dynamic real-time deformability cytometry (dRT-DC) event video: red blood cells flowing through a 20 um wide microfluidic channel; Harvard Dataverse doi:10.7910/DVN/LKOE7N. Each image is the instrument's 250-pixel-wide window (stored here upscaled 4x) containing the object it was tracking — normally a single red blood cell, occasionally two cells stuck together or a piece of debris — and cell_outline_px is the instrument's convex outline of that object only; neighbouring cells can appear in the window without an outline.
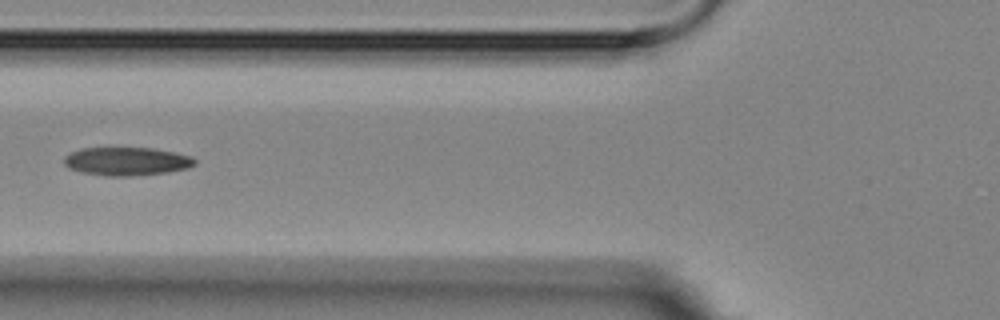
{"species": "Egyptian fruit bat (a non-hibernating species)", "species_latin": "Rousettus aegyptiacus", "temperature_condition": "room temperature", "stored_images_in_passage": 16, "camera_frame_rate_fps": 3000, "um_per_image_px": 0.085, "animal": {"sex": "female"}, "frame": {"image": 1, "passage_image": 6, "time_ms": 6.0, "image_size_px": [1000, 320], "cell_outline_px": [[196, 164], [188, 168], [168, 172], [128, 176], [108, 176], [84, 172], [68, 168], [64, 164], [64, 156], [80, 148], [152, 148], [192, 156], [196, 160]], "centroid_in_image_um": [10.77, 13.71], "position_along_channel_um": 115.0, "area_um2": 21.44}}
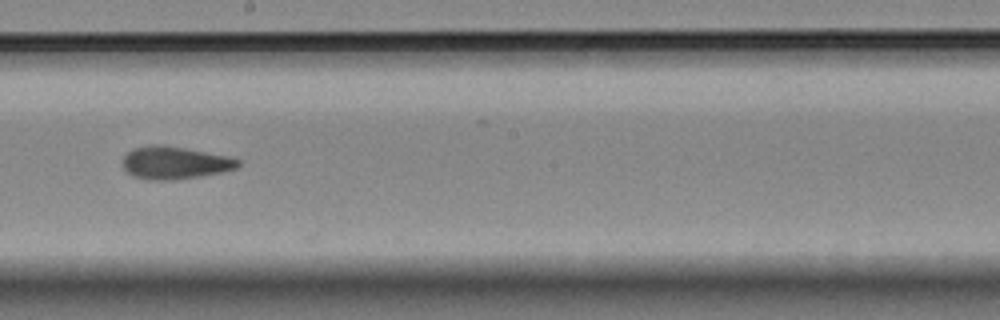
{"frame": {"image": 2, "passage_image": 9, "time_ms": 9.333, "image_size_px": [1000, 320], "cell_outline_px": [[240, 164], [236, 168], [220, 172], [200, 176], [164, 180], [152, 180], [132, 176], [124, 168], [124, 156], [132, 148], [148, 144], [164, 144], [232, 156], [240, 160]], "centroid_in_image_um": [14.87, 13.8], "position_along_channel_um": 233.3, "area_um2": 22.02}}
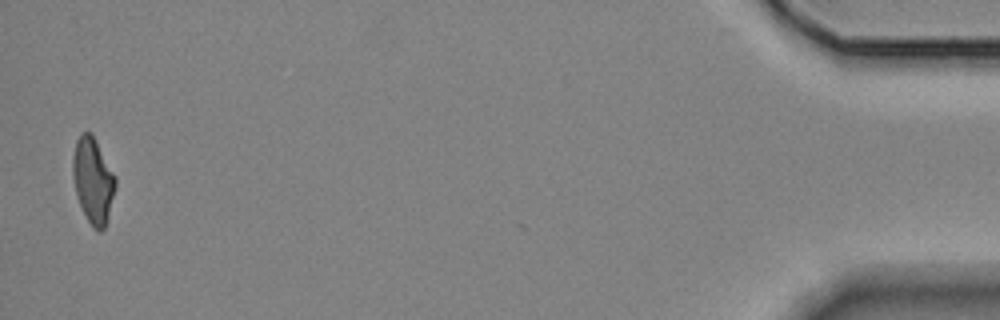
{"frame": {"image": 3, "passage_image": 16, "time_ms": 17.333, "image_size_px": [1000, 320], "cell_outline_px": [[116, 184], [104, 228], [100, 232], [96, 232], [92, 228], [76, 196], [72, 176], [72, 156], [76, 140], [80, 132], [92, 132], [116, 176]], "centroid_in_image_um": [7.88, 15.29], "position_along_channel_um": 427.3, "area_um2": 21.39}, "authors_computed_cell_mechanics": {"area_um2": 21.9062, "velocity_mm_per_s": 3.5422, "shape_relaxation_time_tau1_ms": 4.4111, "shape_relaxation_time_tau2_ms": 1.5498, "deformation_change_tau1": 0.1391, "deformation_change_tau2": 0.0844}}